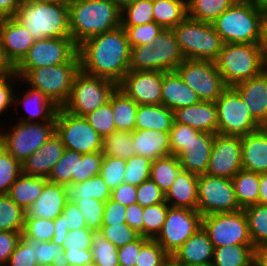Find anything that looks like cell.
Masks as SVG:
<instances>
[{
  "label": "cell",
  "mask_w": 267,
  "mask_h": 266,
  "mask_svg": "<svg viewBox=\"0 0 267 266\" xmlns=\"http://www.w3.org/2000/svg\"><path fill=\"white\" fill-rule=\"evenodd\" d=\"M50 1H56V0H20V3L30 4V3H36V2H50Z\"/></svg>",
  "instance_id": "603ad722"
},
{
  "label": "cell",
  "mask_w": 267,
  "mask_h": 266,
  "mask_svg": "<svg viewBox=\"0 0 267 266\" xmlns=\"http://www.w3.org/2000/svg\"><path fill=\"white\" fill-rule=\"evenodd\" d=\"M174 121V112L163 104L138 105L135 130L151 129L170 132Z\"/></svg>",
  "instance_id": "1f68e13d"
},
{
  "label": "cell",
  "mask_w": 267,
  "mask_h": 266,
  "mask_svg": "<svg viewBox=\"0 0 267 266\" xmlns=\"http://www.w3.org/2000/svg\"><path fill=\"white\" fill-rule=\"evenodd\" d=\"M154 51V71H176L185 60L173 29H162L152 42Z\"/></svg>",
  "instance_id": "f1b7e54d"
},
{
  "label": "cell",
  "mask_w": 267,
  "mask_h": 266,
  "mask_svg": "<svg viewBox=\"0 0 267 266\" xmlns=\"http://www.w3.org/2000/svg\"><path fill=\"white\" fill-rule=\"evenodd\" d=\"M69 266H92L93 256L91 250H64Z\"/></svg>",
  "instance_id": "34e18365"
},
{
  "label": "cell",
  "mask_w": 267,
  "mask_h": 266,
  "mask_svg": "<svg viewBox=\"0 0 267 266\" xmlns=\"http://www.w3.org/2000/svg\"><path fill=\"white\" fill-rule=\"evenodd\" d=\"M162 202H165V194L151 178L137 186V203L141 207H147Z\"/></svg>",
  "instance_id": "e7e4bbea"
},
{
  "label": "cell",
  "mask_w": 267,
  "mask_h": 266,
  "mask_svg": "<svg viewBox=\"0 0 267 266\" xmlns=\"http://www.w3.org/2000/svg\"><path fill=\"white\" fill-rule=\"evenodd\" d=\"M241 210L232 179L208 174L198 176L197 211L202 215Z\"/></svg>",
  "instance_id": "9a60e30c"
},
{
  "label": "cell",
  "mask_w": 267,
  "mask_h": 266,
  "mask_svg": "<svg viewBox=\"0 0 267 266\" xmlns=\"http://www.w3.org/2000/svg\"><path fill=\"white\" fill-rule=\"evenodd\" d=\"M260 173L241 169L233 178V187L241 209L256 205L259 197Z\"/></svg>",
  "instance_id": "d590c367"
},
{
  "label": "cell",
  "mask_w": 267,
  "mask_h": 266,
  "mask_svg": "<svg viewBox=\"0 0 267 266\" xmlns=\"http://www.w3.org/2000/svg\"><path fill=\"white\" fill-rule=\"evenodd\" d=\"M104 155L102 151L89 154H82L78 168V183L87 179L100 175Z\"/></svg>",
  "instance_id": "003e7915"
},
{
  "label": "cell",
  "mask_w": 267,
  "mask_h": 266,
  "mask_svg": "<svg viewBox=\"0 0 267 266\" xmlns=\"http://www.w3.org/2000/svg\"><path fill=\"white\" fill-rule=\"evenodd\" d=\"M200 131L188 125H183L174 121L169 132L171 155H177L188 143V141L197 135Z\"/></svg>",
  "instance_id": "03108f58"
},
{
  "label": "cell",
  "mask_w": 267,
  "mask_h": 266,
  "mask_svg": "<svg viewBox=\"0 0 267 266\" xmlns=\"http://www.w3.org/2000/svg\"><path fill=\"white\" fill-rule=\"evenodd\" d=\"M254 262L253 245H231L214 248L213 266H251Z\"/></svg>",
  "instance_id": "74e56055"
},
{
  "label": "cell",
  "mask_w": 267,
  "mask_h": 266,
  "mask_svg": "<svg viewBox=\"0 0 267 266\" xmlns=\"http://www.w3.org/2000/svg\"><path fill=\"white\" fill-rule=\"evenodd\" d=\"M199 99L177 71L163 72L162 104L173 112L179 108L198 104Z\"/></svg>",
  "instance_id": "4316f807"
},
{
  "label": "cell",
  "mask_w": 267,
  "mask_h": 266,
  "mask_svg": "<svg viewBox=\"0 0 267 266\" xmlns=\"http://www.w3.org/2000/svg\"><path fill=\"white\" fill-rule=\"evenodd\" d=\"M163 71L130 70L118 84L138 105L162 104Z\"/></svg>",
  "instance_id": "d6986e66"
},
{
  "label": "cell",
  "mask_w": 267,
  "mask_h": 266,
  "mask_svg": "<svg viewBox=\"0 0 267 266\" xmlns=\"http://www.w3.org/2000/svg\"><path fill=\"white\" fill-rule=\"evenodd\" d=\"M71 38L85 40L121 27V10L110 0H68Z\"/></svg>",
  "instance_id": "7a4b0ae2"
},
{
  "label": "cell",
  "mask_w": 267,
  "mask_h": 266,
  "mask_svg": "<svg viewBox=\"0 0 267 266\" xmlns=\"http://www.w3.org/2000/svg\"><path fill=\"white\" fill-rule=\"evenodd\" d=\"M259 47L265 66L267 67V10L264 11Z\"/></svg>",
  "instance_id": "b9fcfbb0"
},
{
  "label": "cell",
  "mask_w": 267,
  "mask_h": 266,
  "mask_svg": "<svg viewBox=\"0 0 267 266\" xmlns=\"http://www.w3.org/2000/svg\"><path fill=\"white\" fill-rule=\"evenodd\" d=\"M102 235L117 248L137 240L141 235L126 223L116 225H102L99 230Z\"/></svg>",
  "instance_id": "94428289"
},
{
  "label": "cell",
  "mask_w": 267,
  "mask_h": 266,
  "mask_svg": "<svg viewBox=\"0 0 267 266\" xmlns=\"http://www.w3.org/2000/svg\"><path fill=\"white\" fill-rule=\"evenodd\" d=\"M132 143L136 155L151 161L171 155L169 132L151 129L134 130Z\"/></svg>",
  "instance_id": "f546056e"
},
{
  "label": "cell",
  "mask_w": 267,
  "mask_h": 266,
  "mask_svg": "<svg viewBox=\"0 0 267 266\" xmlns=\"http://www.w3.org/2000/svg\"><path fill=\"white\" fill-rule=\"evenodd\" d=\"M252 5L264 11L267 10V0H252Z\"/></svg>",
  "instance_id": "b62a3aed"
},
{
  "label": "cell",
  "mask_w": 267,
  "mask_h": 266,
  "mask_svg": "<svg viewBox=\"0 0 267 266\" xmlns=\"http://www.w3.org/2000/svg\"><path fill=\"white\" fill-rule=\"evenodd\" d=\"M78 54L81 71L91 76L119 84L130 71L131 46L122 27L85 40Z\"/></svg>",
  "instance_id": "6da1fadb"
},
{
  "label": "cell",
  "mask_w": 267,
  "mask_h": 266,
  "mask_svg": "<svg viewBox=\"0 0 267 266\" xmlns=\"http://www.w3.org/2000/svg\"><path fill=\"white\" fill-rule=\"evenodd\" d=\"M152 161L141 156L134 155L126 160V172L124 183L134 186L140 185L142 182L150 178Z\"/></svg>",
  "instance_id": "db71d44e"
},
{
  "label": "cell",
  "mask_w": 267,
  "mask_h": 266,
  "mask_svg": "<svg viewBox=\"0 0 267 266\" xmlns=\"http://www.w3.org/2000/svg\"><path fill=\"white\" fill-rule=\"evenodd\" d=\"M154 22L173 29L187 17V0H153Z\"/></svg>",
  "instance_id": "e575fe53"
},
{
  "label": "cell",
  "mask_w": 267,
  "mask_h": 266,
  "mask_svg": "<svg viewBox=\"0 0 267 266\" xmlns=\"http://www.w3.org/2000/svg\"><path fill=\"white\" fill-rule=\"evenodd\" d=\"M214 103L217 109L218 134L242 137L262 128L233 87H228Z\"/></svg>",
  "instance_id": "30bf717a"
},
{
  "label": "cell",
  "mask_w": 267,
  "mask_h": 266,
  "mask_svg": "<svg viewBox=\"0 0 267 266\" xmlns=\"http://www.w3.org/2000/svg\"><path fill=\"white\" fill-rule=\"evenodd\" d=\"M126 160L104 155L100 176L112 192L124 182Z\"/></svg>",
  "instance_id": "f907efd6"
},
{
  "label": "cell",
  "mask_w": 267,
  "mask_h": 266,
  "mask_svg": "<svg viewBox=\"0 0 267 266\" xmlns=\"http://www.w3.org/2000/svg\"><path fill=\"white\" fill-rule=\"evenodd\" d=\"M102 154L124 160L134 156L136 153L132 143V132L115 130L103 138Z\"/></svg>",
  "instance_id": "7bdbcfd3"
},
{
  "label": "cell",
  "mask_w": 267,
  "mask_h": 266,
  "mask_svg": "<svg viewBox=\"0 0 267 266\" xmlns=\"http://www.w3.org/2000/svg\"><path fill=\"white\" fill-rule=\"evenodd\" d=\"M54 220L25 218L22 238H33L37 241H51L55 233Z\"/></svg>",
  "instance_id": "9f6ffc18"
},
{
  "label": "cell",
  "mask_w": 267,
  "mask_h": 266,
  "mask_svg": "<svg viewBox=\"0 0 267 266\" xmlns=\"http://www.w3.org/2000/svg\"><path fill=\"white\" fill-rule=\"evenodd\" d=\"M117 88L118 84L114 81L91 76L80 70L62 108L73 115L85 116L108 103Z\"/></svg>",
  "instance_id": "9c48e42d"
},
{
  "label": "cell",
  "mask_w": 267,
  "mask_h": 266,
  "mask_svg": "<svg viewBox=\"0 0 267 266\" xmlns=\"http://www.w3.org/2000/svg\"><path fill=\"white\" fill-rule=\"evenodd\" d=\"M175 122L188 125L202 132L216 134L218 131L217 109L214 102L200 101L198 104L174 111Z\"/></svg>",
  "instance_id": "d4e9b609"
},
{
  "label": "cell",
  "mask_w": 267,
  "mask_h": 266,
  "mask_svg": "<svg viewBox=\"0 0 267 266\" xmlns=\"http://www.w3.org/2000/svg\"><path fill=\"white\" fill-rule=\"evenodd\" d=\"M176 71L201 101L215 102L228 88L213 61L185 59Z\"/></svg>",
  "instance_id": "5bb4252c"
},
{
  "label": "cell",
  "mask_w": 267,
  "mask_h": 266,
  "mask_svg": "<svg viewBox=\"0 0 267 266\" xmlns=\"http://www.w3.org/2000/svg\"><path fill=\"white\" fill-rule=\"evenodd\" d=\"M148 240V238L140 236L137 240L118 248L119 265L135 266L140 249Z\"/></svg>",
  "instance_id": "2644e50d"
},
{
  "label": "cell",
  "mask_w": 267,
  "mask_h": 266,
  "mask_svg": "<svg viewBox=\"0 0 267 266\" xmlns=\"http://www.w3.org/2000/svg\"><path fill=\"white\" fill-rule=\"evenodd\" d=\"M170 257L155 239H149L141 247L135 266H163Z\"/></svg>",
  "instance_id": "6f0895ef"
},
{
  "label": "cell",
  "mask_w": 267,
  "mask_h": 266,
  "mask_svg": "<svg viewBox=\"0 0 267 266\" xmlns=\"http://www.w3.org/2000/svg\"><path fill=\"white\" fill-rule=\"evenodd\" d=\"M165 201L172 207L197 211L198 176L181 169L165 195Z\"/></svg>",
  "instance_id": "4dcf8cb0"
},
{
  "label": "cell",
  "mask_w": 267,
  "mask_h": 266,
  "mask_svg": "<svg viewBox=\"0 0 267 266\" xmlns=\"http://www.w3.org/2000/svg\"><path fill=\"white\" fill-rule=\"evenodd\" d=\"M240 136L215 134L206 174L232 179L242 168Z\"/></svg>",
  "instance_id": "e0dca14e"
},
{
  "label": "cell",
  "mask_w": 267,
  "mask_h": 266,
  "mask_svg": "<svg viewBox=\"0 0 267 266\" xmlns=\"http://www.w3.org/2000/svg\"><path fill=\"white\" fill-rule=\"evenodd\" d=\"M82 154L66 149L62 157L53 166L47 180L69 186L78 183V168Z\"/></svg>",
  "instance_id": "f35d334b"
},
{
  "label": "cell",
  "mask_w": 267,
  "mask_h": 266,
  "mask_svg": "<svg viewBox=\"0 0 267 266\" xmlns=\"http://www.w3.org/2000/svg\"><path fill=\"white\" fill-rule=\"evenodd\" d=\"M33 238H21L6 266H38Z\"/></svg>",
  "instance_id": "91938a15"
},
{
  "label": "cell",
  "mask_w": 267,
  "mask_h": 266,
  "mask_svg": "<svg viewBox=\"0 0 267 266\" xmlns=\"http://www.w3.org/2000/svg\"><path fill=\"white\" fill-rule=\"evenodd\" d=\"M84 117L102 138H105L116 130L113 120L112 104L110 102L86 114Z\"/></svg>",
  "instance_id": "f5cc1de1"
},
{
  "label": "cell",
  "mask_w": 267,
  "mask_h": 266,
  "mask_svg": "<svg viewBox=\"0 0 267 266\" xmlns=\"http://www.w3.org/2000/svg\"><path fill=\"white\" fill-rule=\"evenodd\" d=\"M154 22L153 0H135L121 11V26H137Z\"/></svg>",
  "instance_id": "7dc6e473"
},
{
  "label": "cell",
  "mask_w": 267,
  "mask_h": 266,
  "mask_svg": "<svg viewBox=\"0 0 267 266\" xmlns=\"http://www.w3.org/2000/svg\"><path fill=\"white\" fill-rule=\"evenodd\" d=\"M93 230L88 228H80L77 230H70L65 236L64 250H91Z\"/></svg>",
  "instance_id": "a7ac6f4b"
},
{
  "label": "cell",
  "mask_w": 267,
  "mask_h": 266,
  "mask_svg": "<svg viewBox=\"0 0 267 266\" xmlns=\"http://www.w3.org/2000/svg\"><path fill=\"white\" fill-rule=\"evenodd\" d=\"M242 168L255 173H267V127L241 137Z\"/></svg>",
  "instance_id": "484cf974"
},
{
  "label": "cell",
  "mask_w": 267,
  "mask_h": 266,
  "mask_svg": "<svg viewBox=\"0 0 267 266\" xmlns=\"http://www.w3.org/2000/svg\"><path fill=\"white\" fill-rule=\"evenodd\" d=\"M19 77L13 73H0V119L8 113H13L14 92L19 82Z\"/></svg>",
  "instance_id": "6125c7cd"
},
{
  "label": "cell",
  "mask_w": 267,
  "mask_h": 266,
  "mask_svg": "<svg viewBox=\"0 0 267 266\" xmlns=\"http://www.w3.org/2000/svg\"><path fill=\"white\" fill-rule=\"evenodd\" d=\"M65 150L61 138L55 132L41 146L39 151L34 152L21 163L22 174L32 177L48 178L53 166L62 157Z\"/></svg>",
  "instance_id": "7402d4cb"
},
{
  "label": "cell",
  "mask_w": 267,
  "mask_h": 266,
  "mask_svg": "<svg viewBox=\"0 0 267 266\" xmlns=\"http://www.w3.org/2000/svg\"><path fill=\"white\" fill-rule=\"evenodd\" d=\"M215 134L200 131L176 155L182 170L197 176L207 172Z\"/></svg>",
  "instance_id": "44dd1931"
},
{
  "label": "cell",
  "mask_w": 267,
  "mask_h": 266,
  "mask_svg": "<svg viewBox=\"0 0 267 266\" xmlns=\"http://www.w3.org/2000/svg\"><path fill=\"white\" fill-rule=\"evenodd\" d=\"M263 15L252 4H233L212 25L223 43H259Z\"/></svg>",
  "instance_id": "5b68a950"
},
{
  "label": "cell",
  "mask_w": 267,
  "mask_h": 266,
  "mask_svg": "<svg viewBox=\"0 0 267 266\" xmlns=\"http://www.w3.org/2000/svg\"><path fill=\"white\" fill-rule=\"evenodd\" d=\"M243 210L254 248L267 243V206L257 203Z\"/></svg>",
  "instance_id": "ee69618b"
},
{
  "label": "cell",
  "mask_w": 267,
  "mask_h": 266,
  "mask_svg": "<svg viewBox=\"0 0 267 266\" xmlns=\"http://www.w3.org/2000/svg\"><path fill=\"white\" fill-rule=\"evenodd\" d=\"M21 174V163L3 147L0 148V195L8 194L10 187Z\"/></svg>",
  "instance_id": "681fc988"
},
{
  "label": "cell",
  "mask_w": 267,
  "mask_h": 266,
  "mask_svg": "<svg viewBox=\"0 0 267 266\" xmlns=\"http://www.w3.org/2000/svg\"><path fill=\"white\" fill-rule=\"evenodd\" d=\"M10 121L12 123L4 124L3 148L20 163L39 151L56 132L55 121L21 122L16 119L14 122L12 119Z\"/></svg>",
  "instance_id": "ba28073f"
},
{
  "label": "cell",
  "mask_w": 267,
  "mask_h": 266,
  "mask_svg": "<svg viewBox=\"0 0 267 266\" xmlns=\"http://www.w3.org/2000/svg\"><path fill=\"white\" fill-rule=\"evenodd\" d=\"M20 0H0V19L15 17Z\"/></svg>",
  "instance_id": "2a66077c"
},
{
  "label": "cell",
  "mask_w": 267,
  "mask_h": 266,
  "mask_svg": "<svg viewBox=\"0 0 267 266\" xmlns=\"http://www.w3.org/2000/svg\"><path fill=\"white\" fill-rule=\"evenodd\" d=\"M23 85L26 87L25 89ZM16 88L18 89H15L14 92L13 109L17 116H12L11 119L14 120L18 118L16 121L21 122L55 121V116L59 107H57L42 91L27 86L21 79H19ZM18 108H22L23 111H25L26 114H23L24 117L19 112L22 110H18Z\"/></svg>",
  "instance_id": "ac0fdd59"
},
{
  "label": "cell",
  "mask_w": 267,
  "mask_h": 266,
  "mask_svg": "<svg viewBox=\"0 0 267 266\" xmlns=\"http://www.w3.org/2000/svg\"><path fill=\"white\" fill-rule=\"evenodd\" d=\"M54 225L55 233L51 241L61 246L65 245V236L68 231L87 228L77 204L69 200L66 201L62 214L54 220Z\"/></svg>",
  "instance_id": "8d00e7d4"
},
{
  "label": "cell",
  "mask_w": 267,
  "mask_h": 266,
  "mask_svg": "<svg viewBox=\"0 0 267 266\" xmlns=\"http://www.w3.org/2000/svg\"><path fill=\"white\" fill-rule=\"evenodd\" d=\"M77 53L68 63L29 70L21 80L29 87L42 91L57 107L68 100L75 76L80 72Z\"/></svg>",
  "instance_id": "8992f818"
},
{
  "label": "cell",
  "mask_w": 267,
  "mask_h": 266,
  "mask_svg": "<svg viewBox=\"0 0 267 266\" xmlns=\"http://www.w3.org/2000/svg\"><path fill=\"white\" fill-rule=\"evenodd\" d=\"M121 27L125 29L131 47L151 44L163 29L155 22L137 26Z\"/></svg>",
  "instance_id": "680465c9"
},
{
  "label": "cell",
  "mask_w": 267,
  "mask_h": 266,
  "mask_svg": "<svg viewBox=\"0 0 267 266\" xmlns=\"http://www.w3.org/2000/svg\"><path fill=\"white\" fill-rule=\"evenodd\" d=\"M91 252L92 266H120L118 261V248L105 239L100 231L93 232Z\"/></svg>",
  "instance_id": "bcb514c9"
},
{
  "label": "cell",
  "mask_w": 267,
  "mask_h": 266,
  "mask_svg": "<svg viewBox=\"0 0 267 266\" xmlns=\"http://www.w3.org/2000/svg\"><path fill=\"white\" fill-rule=\"evenodd\" d=\"M22 238V232L0 231V266L8 264L11 254Z\"/></svg>",
  "instance_id": "89a4df30"
},
{
  "label": "cell",
  "mask_w": 267,
  "mask_h": 266,
  "mask_svg": "<svg viewBox=\"0 0 267 266\" xmlns=\"http://www.w3.org/2000/svg\"><path fill=\"white\" fill-rule=\"evenodd\" d=\"M0 35L4 54L15 68L26 56L35 39L15 17L0 19Z\"/></svg>",
  "instance_id": "ffe728a7"
},
{
  "label": "cell",
  "mask_w": 267,
  "mask_h": 266,
  "mask_svg": "<svg viewBox=\"0 0 267 266\" xmlns=\"http://www.w3.org/2000/svg\"><path fill=\"white\" fill-rule=\"evenodd\" d=\"M233 88L244 100L253 118L262 127H267V69Z\"/></svg>",
  "instance_id": "603a6c76"
},
{
  "label": "cell",
  "mask_w": 267,
  "mask_h": 266,
  "mask_svg": "<svg viewBox=\"0 0 267 266\" xmlns=\"http://www.w3.org/2000/svg\"><path fill=\"white\" fill-rule=\"evenodd\" d=\"M75 203L84 217L87 228L93 231H99L102 227L105 202L95 200L94 198H83L77 200Z\"/></svg>",
  "instance_id": "11a10c76"
},
{
  "label": "cell",
  "mask_w": 267,
  "mask_h": 266,
  "mask_svg": "<svg viewBox=\"0 0 267 266\" xmlns=\"http://www.w3.org/2000/svg\"><path fill=\"white\" fill-rule=\"evenodd\" d=\"M254 262L258 266H267V243L254 248Z\"/></svg>",
  "instance_id": "09005b40"
},
{
  "label": "cell",
  "mask_w": 267,
  "mask_h": 266,
  "mask_svg": "<svg viewBox=\"0 0 267 266\" xmlns=\"http://www.w3.org/2000/svg\"><path fill=\"white\" fill-rule=\"evenodd\" d=\"M169 205L165 202L144 207L143 237L155 239L161 232L168 213Z\"/></svg>",
  "instance_id": "c3c4849f"
},
{
  "label": "cell",
  "mask_w": 267,
  "mask_h": 266,
  "mask_svg": "<svg viewBox=\"0 0 267 266\" xmlns=\"http://www.w3.org/2000/svg\"><path fill=\"white\" fill-rule=\"evenodd\" d=\"M77 53L78 46L72 38L35 40L14 73L21 79L31 69L68 63Z\"/></svg>",
  "instance_id": "7c38bea8"
},
{
  "label": "cell",
  "mask_w": 267,
  "mask_h": 266,
  "mask_svg": "<svg viewBox=\"0 0 267 266\" xmlns=\"http://www.w3.org/2000/svg\"><path fill=\"white\" fill-rule=\"evenodd\" d=\"M130 70L154 71V51L152 43L131 47Z\"/></svg>",
  "instance_id": "be15d7a7"
},
{
  "label": "cell",
  "mask_w": 267,
  "mask_h": 266,
  "mask_svg": "<svg viewBox=\"0 0 267 266\" xmlns=\"http://www.w3.org/2000/svg\"><path fill=\"white\" fill-rule=\"evenodd\" d=\"M121 11L135 0H110Z\"/></svg>",
  "instance_id": "67dfc351"
},
{
  "label": "cell",
  "mask_w": 267,
  "mask_h": 266,
  "mask_svg": "<svg viewBox=\"0 0 267 266\" xmlns=\"http://www.w3.org/2000/svg\"><path fill=\"white\" fill-rule=\"evenodd\" d=\"M214 246L201 227L175 251L171 258L180 265H204L212 262Z\"/></svg>",
  "instance_id": "83f0119b"
},
{
  "label": "cell",
  "mask_w": 267,
  "mask_h": 266,
  "mask_svg": "<svg viewBox=\"0 0 267 266\" xmlns=\"http://www.w3.org/2000/svg\"><path fill=\"white\" fill-rule=\"evenodd\" d=\"M201 227L202 215L198 211L169 206L165 223L155 240L172 256Z\"/></svg>",
  "instance_id": "2e32d148"
},
{
  "label": "cell",
  "mask_w": 267,
  "mask_h": 266,
  "mask_svg": "<svg viewBox=\"0 0 267 266\" xmlns=\"http://www.w3.org/2000/svg\"><path fill=\"white\" fill-rule=\"evenodd\" d=\"M202 228L208 234L214 248L231 245H253L243 209L202 216Z\"/></svg>",
  "instance_id": "4fadbf2b"
},
{
  "label": "cell",
  "mask_w": 267,
  "mask_h": 266,
  "mask_svg": "<svg viewBox=\"0 0 267 266\" xmlns=\"http://www.w3.org/2000/svg\"><path fill=\"white\" fill-rule=\"evenodd\" d=\"M127 206L119 204L109 198L105 202L102 225H116L126 223Z\"/></svg>",
  "instance_id": "8c879c8a"
},
{
  "label": "cell",
  "mask_w": 267,
  "mask_h": 266,
  "mask_svg": "<svg viewBox=\"0 0 267 266\" xmlns=\"http://www.w3.org/2000/svg\"><path fill=\"white\" fill-rule=\"evenodd\" d=\"M111 199L124 206L137 203V186L122 183L111 192Z\"/></svg>",
  "instance_id": "753ad0ef"
},
{
  "label": "cell",
  "mask_w": 267,
  "mask_h": 266,
  "mask_svg": "<svg viewBox=\"0 0 267 266\" xmlns=\"http://www.w3.org/2000/svg\"><path fill=\"white\" fill-rule=\"evenodd\" d=\"M0 119V148L3 147V130H4V122ZM3 124V125H1Z\"/></svg>",
  "instance_id": "5803f987"
},
{
  "label": "cell",
  "mask_w": 267,
  "mask_h": 266,
  "mask_svg": "<svg viewBox=\"0 0 267 266\" xmlns=\"http://www.w3.org/2000/svg\"><path fill=\"white\" fill-rule=\"evenodd\" d=\"M232 5L231 0H187V16L203 23L212 24Z\"/></svg>",
  "instance_id": "60d3db41"
},
{
  "label": "cell",
  "mask_w": 267,
  "mask_h": 266,
  "mask_svg": "<svg viewBox=\"0 0 267 266\" xmlns=\"http://www.w3.org/2000/svg\"><path fill=\"white\" fill-rule=\"evenodd\" d=\"M67 200V186L48 181L41 195L26 210L25 218L55 220L62 214Z\"/></svg>",
  "instance_id": "cb8c5ba5"
},
{
  "label": "cell",
  "mask_w": 267,
  "mask_h": 266,
  "mask_svg": "<svg viewBox=\"0 0 267 266\" xmlns=\"http://www.w3.org/2000/svg\"><path fill=\"white\" fill-rule=\"evenodd\" d=\"M258 204L267 206V173H260Z\"/></svg>",
  "instance_id": "979ff035"
},
{
  "label": "cell",
  "mask_w": 267,
  "mask_h": 266,
  "mask_svg": "<svg viewBox=\"0 0 267 266\" xmlns=\"http://www.w3.org/2000/svg\"><path fill=\"white\" fill-rule=\"evenodd\" d=\"M15 18L35 40L71 38L68 0L21 4Z\"/></svg>",
  "instance_id": "3957f363"
},
{
  "label": "cell",
  "mask_w": 267,
  "mask_h": 266,
  "mask_svg": "<svg viewBox=\"0 0 267 266\" xmlns=\"http://www.w3.org/2000/svg\"><path fill=\"white\" fill-rule=\"evenodd\" d=\"M67 196L69 201L76 202L83 198H94L95 200L106 202L111 198V191L100 175L93 176L84 182L67 186Z\"/></svg>",
  "instance_id": "ab89813d"
},
{
  "label": "cell",
  "mask_w": 267,
  "mask_h": 266,
  "mask_svg": "<svg viewBox=\"0 0 267 266\" xmlns=\"http://www.w3.org/2000/svg\"><path fill=\"white\" fill-rule=\"evenodd\" d=\"M215 63L228 87L247 81L267 69L259 43H224Z\"/></svg>",
  "instance_id": "277c9868"
},
{
  "label": "cell",
  "mask_w": 267,
  "mask_h": 266,
  "mask_svg": "<svg viewBox=\"0 0 267 266\" xmlns=\"http://www.w3.org/2000/svg\"><path fill=\"white\" fill-rule=\"evenodd\" d=\"M109 102L112 104L116 130L133 132L138 104L119 88L112 94Z\"/></svg>",
  "instance_id": "836d02e7"
},
{
  "label": "cell",
  "mask_w": 267,
  "mask_h": 266,
  "mask_svg": "<svg viewBox=\"0 0 267 266\" xmlns=\"http://www.w3.org/2000/svg\"><path fill=\"white\" fill-rule=\"evenodd\" d=\"M143 209L138 203L127 206L126 224L143 237Z\"/></svg>",
  "instance_id": "11e5206c"
},
{
  "label": "cell",
  "mask_w": 267,
  "mask_h": 266,
  "mask_svg": "<svg viewBox=\"0 0 267 266\" xmlns=\"http://www.w3.org/2000/svg\"><path fill=\"white\" fill-rule=\"evenodd\" d=\"M173 31L185 59L217 60L224 43L212 24L187 16Z\"/></svg>",
  "instance_id": "52a82bcc"
},
{
  "label": "cell",
  "mask_w": 267,
  "mask_h": 266,
  "mask_svg": "<svg viewBox=\"0 0 267 266\" xmlns=\"http://www.w3.org/2000/svg\"><path fill=\"white\" fill-rule=\"evenodd\" d=\"M182 169L175 155L159 158L151 163L150 178L166 195Z\"/></svg>",
  "instance_id": "b9f144b4"
},
{
  "label": "cell",
  "mask_w": 267,
  "mask_h": 266,
  "mask_svg": "<svg viewBox=\"0 0 267 266\" xmlns=\"http://www.w3.org/2000/svg\"><path fill=\"white\" fill-rule=\"evenodd\" d=\"M14 67L6 58L3 50L2 39L0 35V73H13Z\"/></svg>",
  "instance_id": "deb4b68c"
},
{
  "label": "cell",
  "mask_w": 267,
  "mask_h": 266,
  "mask_svg": "<svg viewBox=\"0 0 267 266\" xmlns=\"http://www.w3.org/2000/svg\"><path fill=\"white\" fill-rule=\"evenodd\" d=\"M35 253L38 266L52 263L57 266H69L64 255V246L52 241H38L35 244Z\"/></svg>",
  "instance_id": "816d5d0a"
},
{
  "label": "cell",
  "mask_w": 267,
  "mask_h": 266,
  "mask_svg": "<svg viewBox=\"0 0 267 266\" xmlns=\"http://www.w3.org/2000/svg\"><path fill=\"white\" fill-rule=\"evenodd\" d=\"M47 178L21 174L9 189L8 196L26 211L41 195Z\"/></svg>",
  "instance_id": "d6a6232c"
},
{
  "label": "cell",
  "mask_w": 267,
  "mask_h": 266,
  "mask_svg": "<svg viewBox=\"0 0 267 266\" xmlns=\"http://www.w3.org/2000/svg\"><path fill=\"white\" fill-rule=\"evenodd\" d=\"M55 122L56 133L61 138L65 149L80 154L102 151L103 138L84 116L73 115L60 107L57 110Z\"/></svg>",
  "instance_id": "8fae6325"
},
{
  "label": "cell",
  "mask_w": 267,
  "mask_h": 266,
  "mask_svg": "<svg viewBox=\"0 0 267 266\" xmlns=\"http://www.w3.org/2000/svg\"><path fill=\"white\" fill-rule=\"evenodd\" d=\"M25 215L7 194L0 195V231L23 232Z\"/></svg>",
  "instance_id": "f6af8a7d"
}]
</instances>
